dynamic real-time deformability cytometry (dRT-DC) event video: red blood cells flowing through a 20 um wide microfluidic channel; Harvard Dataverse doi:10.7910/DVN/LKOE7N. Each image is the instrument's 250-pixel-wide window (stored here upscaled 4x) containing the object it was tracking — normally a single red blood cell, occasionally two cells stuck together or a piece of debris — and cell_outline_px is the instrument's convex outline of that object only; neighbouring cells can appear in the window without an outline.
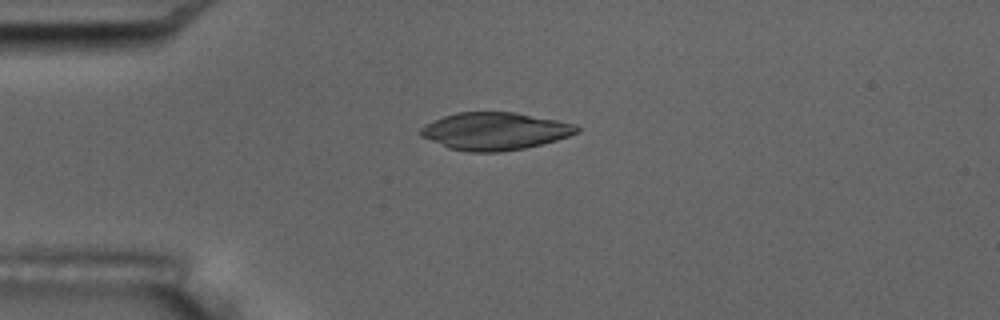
{"species": "common noctule bat (a hibernating species)", "species_latin": "Nyctalus noctula", "temperature_condition": "room temperature", "stored_images_in_passage": 5, "camera_frame_rate_fps": 3000, "um_per_image_px": 0.085, "animal": {"sex": "male", "body_mass_g": 17.5, "forearm_length_mm": 52.3}, "frame": {"image": 1, "passage_image": 4, "time_ms": 4.333, "image_size_px": [1000, 320], "cell_outline_px": [[580, 132], [556, 140], [524, 148], [500, 152], [468, 152], [448, 148], [420, 136], [420, 128], [424, 124], [444, 116], [456, 112], [512, 112], [556, 120], [576, 124], [580, 128]], "centroid_in_image_um": [42.04, 11.15], "position_along_channel_um": 43.0, "area_um2": 34.1}}